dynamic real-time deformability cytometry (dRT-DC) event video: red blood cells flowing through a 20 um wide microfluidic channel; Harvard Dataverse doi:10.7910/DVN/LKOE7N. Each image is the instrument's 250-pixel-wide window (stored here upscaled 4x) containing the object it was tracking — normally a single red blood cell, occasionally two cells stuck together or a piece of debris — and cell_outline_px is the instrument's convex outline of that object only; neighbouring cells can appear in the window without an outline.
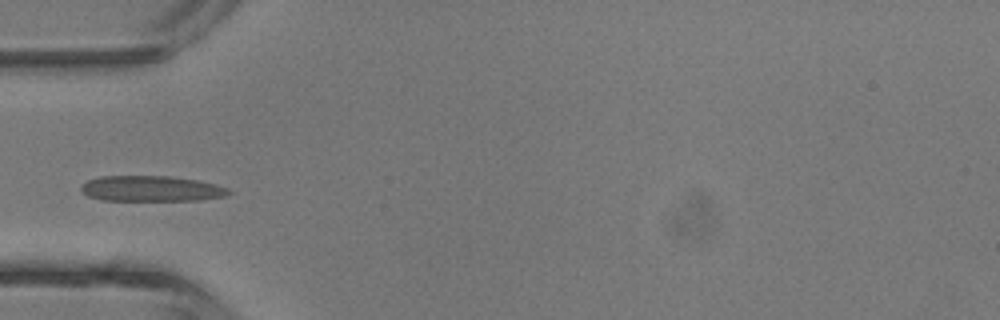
{"species": "common noctule bat (a hibernating species)", "species_latin": "Nyctalus noctula", "temperature_condition": "room temperature", "stored_images_in_passage": 3, "camera_frame_rate_fps": 3000, "um_per_image_px": 0.085, "animal": {"sex": "male", "body_mass_g": 13.3}, "frame": {"image": 1, "passage_image": 3, "time_ms": 2.333, "image_size_px": [1000, 320], "cell_outline_px": [[232, 192], [228, 196], [200, 200], [100, 200], [88, 196], [80, 192], [80, 184], [88, 180], [100, 176], [168, 176], [196, 180], [216, 184], [228, 188]], "centroid_in_image_um": [12.84, 16.03], "position_along_channel_um": 72.2, "area_um2": 22.2}}